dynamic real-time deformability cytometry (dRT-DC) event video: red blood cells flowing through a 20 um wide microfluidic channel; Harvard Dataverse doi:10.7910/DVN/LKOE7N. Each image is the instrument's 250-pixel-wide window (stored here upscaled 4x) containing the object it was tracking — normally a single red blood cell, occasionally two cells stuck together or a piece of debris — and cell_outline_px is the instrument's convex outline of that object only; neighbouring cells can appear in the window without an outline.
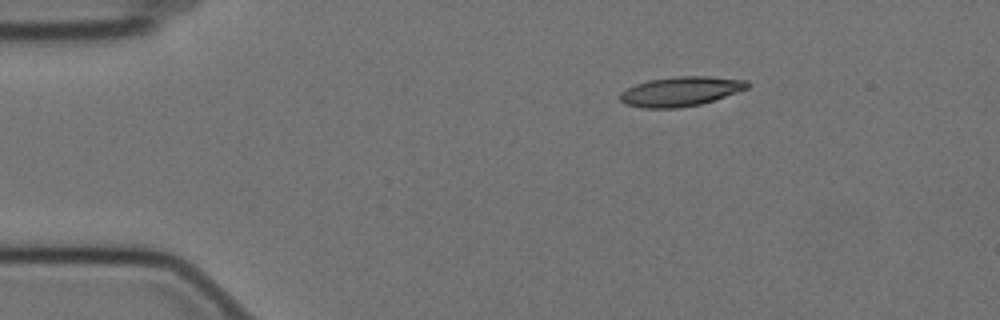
{"species": "Egyptian fruit bat (a non-hibernating species)", "species_latin": "Rousettus aegyptiacus", "temperature_condition": "cold", "stored_images_in_passage": 8, "segment_of_instrument_passage": [2, 2], "camera_frame_rate_fps": 3000, "um_per_image_px": 0.085, "animal": {"sex": "female"}, "frame": {"image": 1, "passage_image": 8, "time_ms": 2.333, "image_size_px": [1000, 320], "cell_outline_px": [[752, 84], [748, 88], [700, 104], [676, 108], [644, 108], [624, 104], [620, 100], [620, 92], [636, 84], [648, 80], [676, 76], [708, 76], [748, 80]], "centroid_in_image_um": [57.85, 7.76], "position_along_channel_um": 27.2, "area_um2": 21.85}}